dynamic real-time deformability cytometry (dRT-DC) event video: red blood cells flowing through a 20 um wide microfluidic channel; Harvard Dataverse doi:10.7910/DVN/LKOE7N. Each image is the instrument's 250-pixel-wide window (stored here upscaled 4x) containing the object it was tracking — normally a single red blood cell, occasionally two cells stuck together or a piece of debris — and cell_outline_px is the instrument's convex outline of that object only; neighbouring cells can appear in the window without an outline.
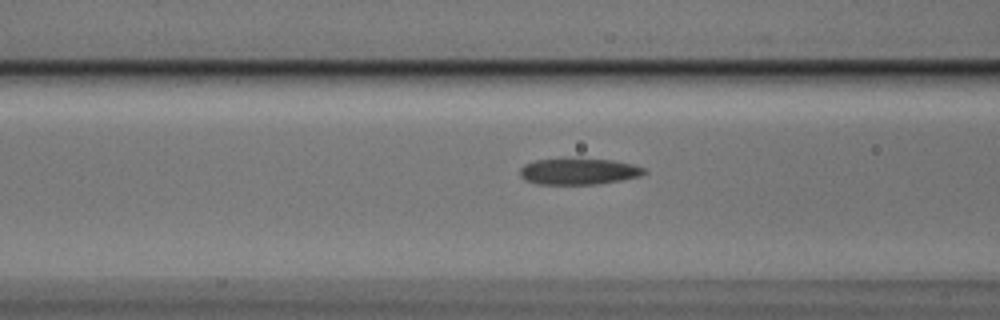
{"species": "Egyptian fruit bat (a non-hibernating species)", "species_latin": "Rousettus aegyptiacus", "temperature_condition": "cold", "stored_images_in_passage": 34, "camera_frame_rate_fps": 3000, "um_per_image_px": 0.085, "animal": {"sex": "male"}, "frame": {"image": 1, "passage_image": 8, "time_ms": 2.333, "image_size_px": [1000, 320], "cell_outline_px": [[648, 172], [640, 176], [620, 180], [596, 184], [540, 184], [524, 180], [520, 176], [520, 168], [524, 164], [536, 160], [612, 160], [632, 164], [644, 168]], "centroid_in_image_um": [49.18, 14.59], "position_along_channel_um": 117.4, "area_um2": 18.55}}
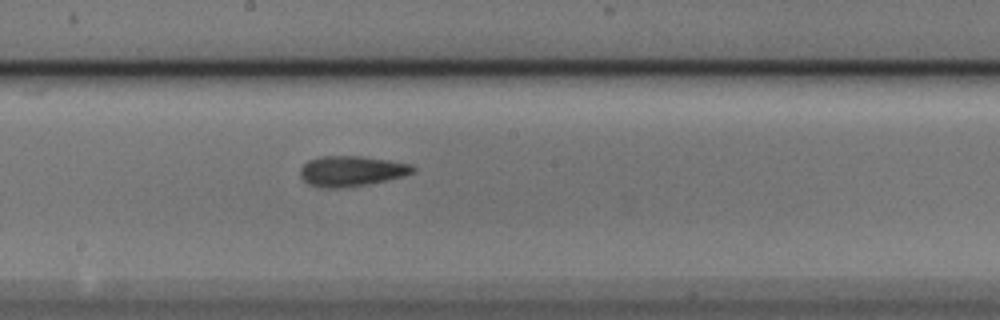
{"frame": {"image": 2, "passage_image": 16, "time_ms": 5.0, "image_size_px": [1000, 320], "cell_outline_px": [[416, 172], [404, 176], [388, 180], [348, 188], [324, 188], [308, 184], [300, 176], [300, 168], [308, 160], [320, 156], [360, 156], [388, 160], [412, 164], [416, 168]], "centroid_in_image_um": [29.89, 14.55], "position_along_channel_um": 218.3, "area_um2": 20.23}}
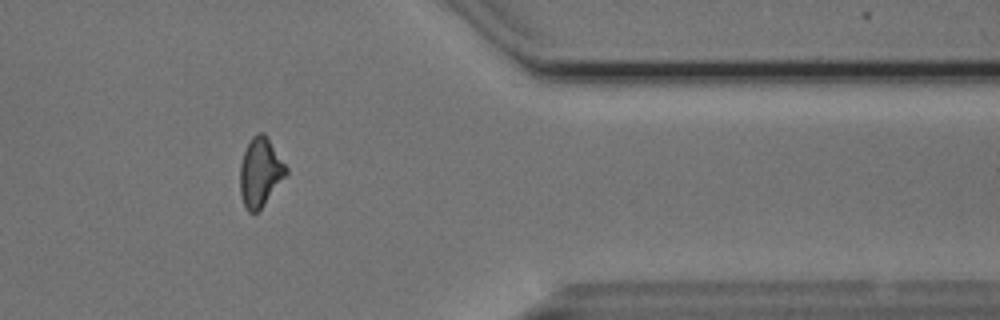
{"frame": {"image": 3, "passage_image": 31, "time_ms": 10.0, "image_size_px": [1000, 320], "cell_outline_px": [[288, 172], [260, 208], [256, 212], [248, 212], [240, 196], [240, 164], [244, 152], [252, 136], [256, 132], [264, 132], [288, 168]], "centroid_in_image_um": [22.1, 14.6], "position_along_channel_um": 389.3, "area_um2": 18.15}}